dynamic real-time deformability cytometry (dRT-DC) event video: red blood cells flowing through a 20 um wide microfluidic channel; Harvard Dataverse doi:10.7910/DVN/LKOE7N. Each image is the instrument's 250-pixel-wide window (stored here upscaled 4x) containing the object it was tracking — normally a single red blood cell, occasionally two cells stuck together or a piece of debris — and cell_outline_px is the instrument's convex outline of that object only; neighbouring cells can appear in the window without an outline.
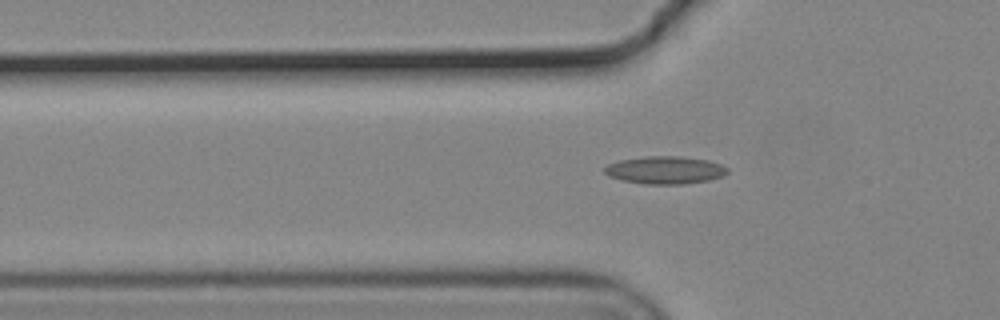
{"species": "common noctule bat (a hibernating species)", "species_latin": "Nyctalus noctula", "temperature_condition": "cold", "stored_images_in_passage": 39, "camera_frame_rate_fps": 3000, "um_per_image_px": 0.085, "animal": {"sex": "male", "body_mass_g": 19.2, "forearm_length_mm": 51.8}, "frame": {"image": 1, "passage_image": 2, "time_ms": 0.333, "image_size_px": [1000, 320], "cell_outline_px": [[728, 172], [724, 176], [708, 180], [684, 184], [644, 184], [620, 180], [608, 176], [604, 172], [604, 168], [608, 164], [620, 160], [644, 156], [676, 156], [708, 160], [720, 164], [728, 168]], "centroid_in_image_um": [56.52, 14.46], "position_along_channel_um": 69.3, "area_um2": 19.88}}
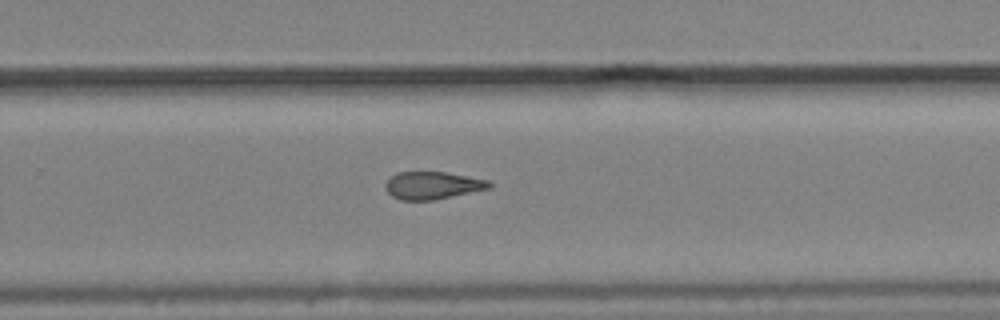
{"frame": {"image": 2, "passage_image": 20, "time_ms": 6.333, "image_size_px": [1000, 320], "cell_outline_px": [[492, 188], [436, 200], [400, 200], [392, 196], [384, 188], [384, 184], [396, 172], [448, 172], [488, 180], [492, 184]], "centroid_in_image_um": [36.78, 15.76], "position_along_channel_um": 293.0, "area_um2": 16.88}}
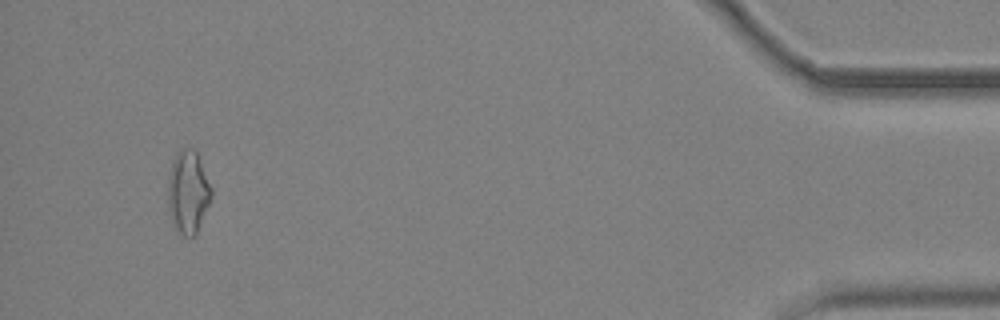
{"frame": {"image": 3, "passage_image": 36, "time_ms": 11.667, "image_size_px": [1000, 320], "cell_outline_px": [[212, 196], [196, 236], [184, 236], [172, 224], [168, 208], [168, 180], [172, 160], [184, 148], [192, 148], [196, 152], [200, 160], [212, 188]], "centroid_in_image_um": [15.99, 16.36], "position_along_channel_um": 419.2, "area_um2": 20.87}, "authors_computed_cell_mechanics": {"area_um2": 17.629, "velocity_mm_per_s": 3.7328, "shape_relaxation_time_tau1_ms": null, "shape_relaxation_time_tau2_ms": 5.1173, "deformation_change_tau1": null, "deformation_change_tau2": 0.1358}}